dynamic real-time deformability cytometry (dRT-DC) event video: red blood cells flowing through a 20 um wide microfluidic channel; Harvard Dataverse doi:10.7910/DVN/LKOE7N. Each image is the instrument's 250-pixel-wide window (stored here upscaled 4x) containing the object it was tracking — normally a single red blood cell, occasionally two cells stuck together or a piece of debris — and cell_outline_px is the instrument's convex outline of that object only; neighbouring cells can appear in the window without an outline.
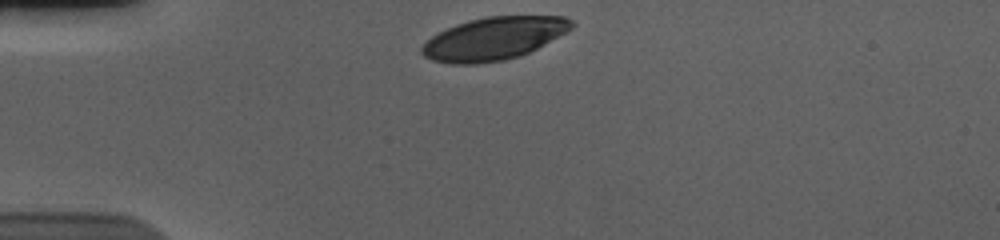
{"species": "human", "species_latin": "Homo sapiens", "temperature_condition": "cold", "stored_images_in_passage": 33, "camera_frame_rate_fps": 3000, "um_per_image_px": 0.085, "donor": {"sex": "male"}, "frame": {"image": 1, "passage_image": 1, "time_ms": 0.0, "image_size_px": [1000, 240], "cell_outline_px": [[576, 24], [572, 28], [544, 44], [520, 56], [504, 60], [476, 64], [452, 64], [432, 60], [424, 56], [420, 52], [420, 48], [432, 36], [456, 24], [468, 20], [488, 16], [564, 16], [572, 20]], "centroid_in_image_um": [41.96, 3.27], "position_along_channel_um": 43.0, "area_um2": 37.11}}
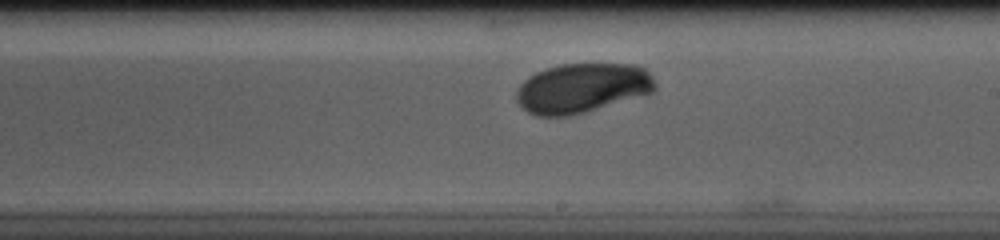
{"frame": {"image": 2, "passage_image": 20, "time_ms": 6.333, "image_size_px": [1000, 240], "cell_outline_px": [[656, 88], [652, 92], [584, 112], [568, 116], [536, 116], [528, 112], [516, 100], [516, 88], [528, 76], [536, 72], [560, 64], [632, 64], [644, 68], [652, 76], [656, 84]], "centroid_in_image_um": [49.45, 7.48], "position_along_channel_um": 239.6, "area_um2": 39.82}}
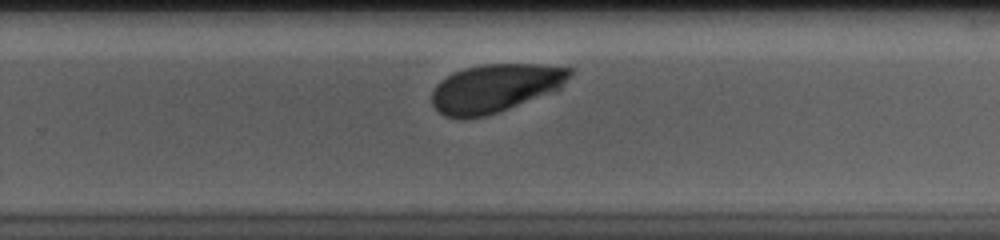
{"frame": {"image": 3, "passage_image": 24, "time_ms": 7.667, "image_size_px": [1000, 240], "cell_outline_px": [[572, 72], [560, 88], [556, 92], [500, 112], [484, 116], [464, 120], [460, 120], [444, 116], [432, 104], [432, 92], [436, 84], [440, 80], [464, 68], [484, 64], [540, 64], [572, 68]], "centroid_in_image_um": [42.1, 7.52], "position_along_channel_um": 287.7, "area_um2": 39.25}, "authors_computed_cell_mechanics": {"area_um2": 39.882, "velocity_mm_per_s": 3.6244, "shape_relaxation_time_tau1_ms": 2.6115, "shape_relaxation_time_tau2_ms": null, "deformation_change_tau1": 0.1303, "deformation_change_tau2": null}}